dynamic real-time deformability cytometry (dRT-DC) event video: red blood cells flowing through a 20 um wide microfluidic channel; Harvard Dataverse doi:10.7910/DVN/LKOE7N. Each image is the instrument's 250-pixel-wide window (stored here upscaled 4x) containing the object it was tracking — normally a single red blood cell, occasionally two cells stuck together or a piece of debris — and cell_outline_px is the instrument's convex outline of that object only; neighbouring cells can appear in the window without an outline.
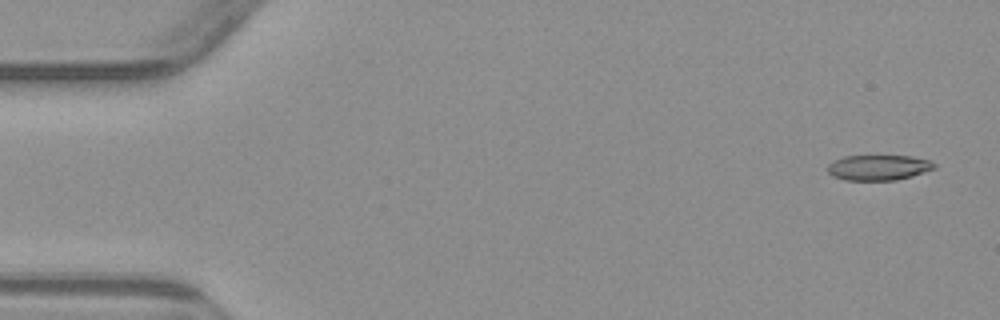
{"species": "common noctule bat (a hibernating species)", "species_latin": "Nyctalus noctula", "temperature_condition": "warm", "stored_images_in_passage": 5, "camera_frame_rate_fps": 3000, "um_per_image_px": 0.085, "animal": {"sex": "male", "body_mass_g": 23.1, "forearm_length_mm": 52.7}, "frame": {"image": 1, "passage_image": 1, "time_ms": 0.0, "image_size_px": [1000, 320], "cell_outline_px": [[936, 168], [912, 176], [896, 180], [844, 180], [832, 176], [828, 172], [828, 164], [832, 160], [844, 156], [912, 156], [928, 160], [936, 164]], "centroid_in_image_um": [74.65, 14.24], "position_along_channel_um": 10.3, "area_um2": 15.84}}
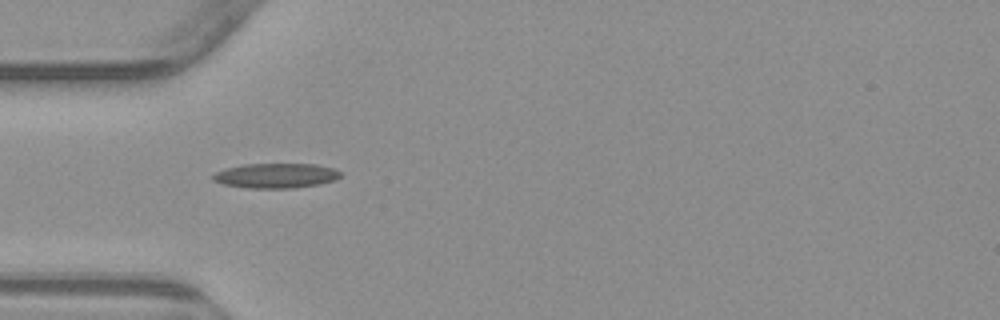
{"frame": {"image": 2, "passage_image": 5, "time_ms": 4.667, "image_size_px": [1000, 320], "cell_outline_px": [[340, 176], [336, 180], [316, 184], [292, 188], [244, 188], [224, 184], [212, 180], [212, 176], [216, 172], [224, 168], [244, 164], [316, 164], [332, 168], [340, 172]], "centroid_in_image_um": [23.41, 14.93], "position_along_channel_um": 61.6, "area_um2": 18.38}}